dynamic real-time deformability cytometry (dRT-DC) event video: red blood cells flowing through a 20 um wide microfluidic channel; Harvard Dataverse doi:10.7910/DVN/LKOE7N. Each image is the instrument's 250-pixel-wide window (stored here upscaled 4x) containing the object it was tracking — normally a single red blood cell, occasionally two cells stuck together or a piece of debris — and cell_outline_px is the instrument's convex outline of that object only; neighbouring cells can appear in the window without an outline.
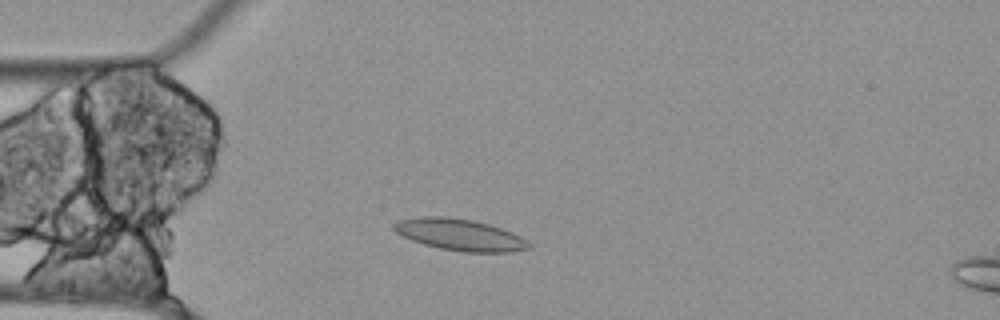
{"species": "Egyptian fruit bat (a non-hibernating species)", "species_latin": "Rousettus aegyptiacus", "temperature_condition": "cold", "stored_images_in_passage": 35, "camera_frame_rate_fps": 3000, "um_per_image_px": 0.085, "animal": {"sex": "female"}, "frame": {"image": 1, "passage_image": 3, "time_ms": 0.667, "image_size_px": [1000, 320], "cell_outline_px": [[532, 248], [508, 252], [464, 252], [440, 248], [424, 244], [412, 240], [396, 232], [392, 228], [392, 224], [396, 220], [424, 216], [448, 216], [472, 220], [488, 224], [512, 232], [520, 236], [532, 244]], "centroid_in_image_um": [39.08, 19.94], "position_along_channel_um": 45.9, "area_um2": 24.85}}
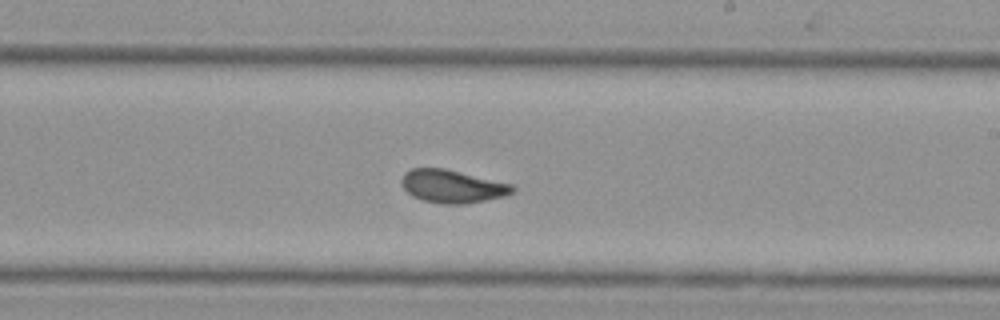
{"frame": {"image": 2, "passage_image": 21, "time_ms": 6.667, "image_size_px": [1000, 320], "cell_outline_px": [[516, 192], [504, 196], [464, 204], [444, 204], [424, 200], [412, 196], [400, 184], [400, 180], [404, 172], [412, 168], [444, 168], [512, 184], [516, 188]], "centroid_in_image_um": [38.44, 15.83], "position_along_channel_um": 250.6, "area_um2": 21.33}}
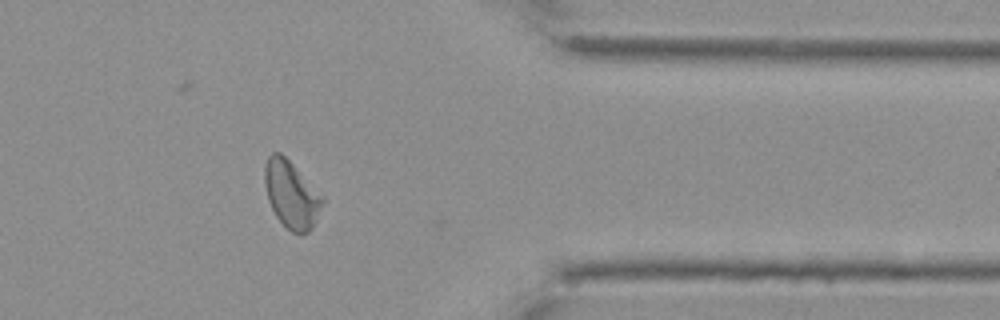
{"frame": {"image": 3, "passage_image": 34, "time_ms": 11.0, "image_size_px": [1000, 320], "cell_outline_px": [[324, 204], [312, 228], [308, 232], [300, 236], [292, 232], [276, 216], [268, 200], [264, 184], [264, 168], [268, 156], [272, 152], [280, 152], [324, 196]], "centroid_in_image_um": [24.78, 16.55], "position_along_channel_um": 386.6, "area_um2": 22.66}, "authors_computed_cell_mechanics": {"area_um2": 21.386, "velocity_mm_per_s": 3.4859, "shape_relaxation_time_tau1_ms": null, "shape_relaxation_time_tau2_ms": 3.4249, "deformation_change_tau1": null, "deformation_change_tau2": 0.0564}}